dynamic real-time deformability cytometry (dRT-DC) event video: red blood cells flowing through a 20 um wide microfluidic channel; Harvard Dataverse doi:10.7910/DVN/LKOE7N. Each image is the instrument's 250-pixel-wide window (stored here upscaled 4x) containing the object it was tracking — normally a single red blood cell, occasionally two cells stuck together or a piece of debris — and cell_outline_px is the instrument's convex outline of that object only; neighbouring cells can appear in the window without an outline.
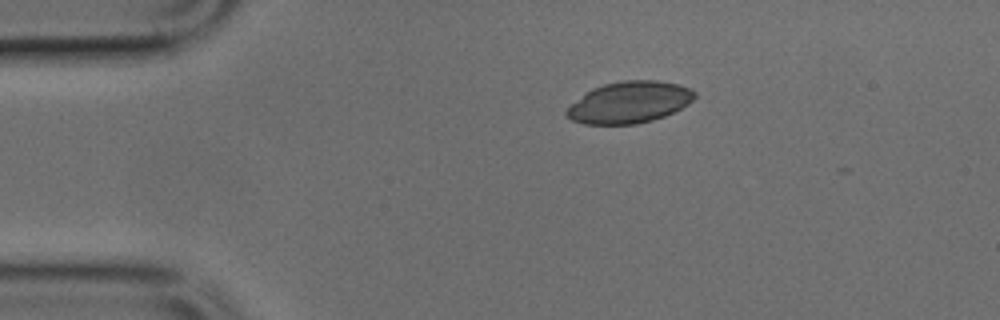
{"species": "common noctule bat (a hibernating species)", "species_latin": "Nyctalus noctula", "temperature_condition": "cold", "stored_images_in_passage": 2, "camera_frame_rate_fps": 3000, "um_per_image_px": 0.085, "animal": {"sex": "male", "body_mass_g": 17.9, "forearm_length_mm": 54.2}, "frame": {"image": 1, "passage_image": 1, "time_ms": 0.0, "image_size_px": [1000, 320], "cell_outline_px": [[696, 96], [688, 104], [664, 116], [652, 120], [636, 124], [584, 124], [572, 120], [564, 112], [572, 104], [592, 88], [604, 84], [624, 80], [656, 80], [680, 84], [692, 88], [696, 92]], "centroid_in_image_um": [53.53, 8.69], "position_along_channel_um": 31.5, "area_um2": 30.87}}